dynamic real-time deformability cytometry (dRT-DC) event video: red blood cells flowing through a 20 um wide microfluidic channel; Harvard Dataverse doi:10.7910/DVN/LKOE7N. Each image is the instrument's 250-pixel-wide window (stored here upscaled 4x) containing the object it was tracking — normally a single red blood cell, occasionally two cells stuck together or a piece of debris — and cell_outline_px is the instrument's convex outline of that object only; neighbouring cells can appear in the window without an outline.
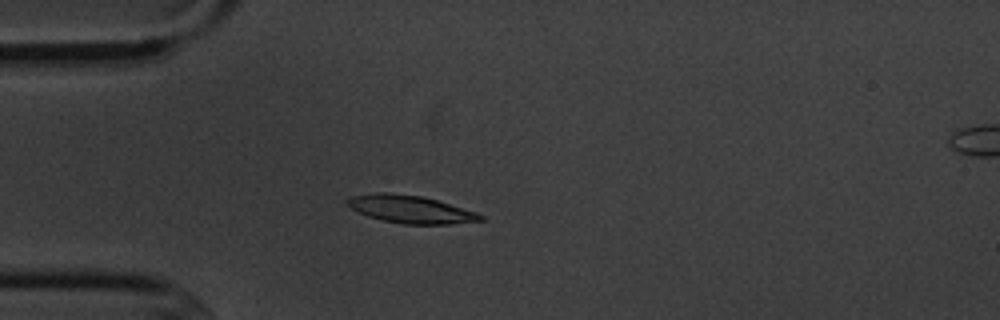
{"species": "common noctule bat (a hibernating species)", "species_latin": "Nyctalus noctula", "temperature_condition": "cold", "stored_images_in_passage": 4, "camera_frame_rate_fps": 3000, "um_per_image_px": 0.085, "animal": {"sex": "male", "body_mass_g": 20.1, "forearm_length_mm": 53.5}, "frame": {"image": 1, "passage_image": 4, "time_ms": 4.333, "image_size_px": [1000, 320], "cell_outline_px": [[484, 220], [448, 224], [400, 224], [368, 216], [344, 204], [344, 200], [352, 196], [376, 192], [388, 192], [420, 196], [436, 200], [476, 212], [484, 216]], "centroid_in_image_um": [34.85, 17.78], "position_along_channel_um": 50.1, "area_um2": 21.33}}